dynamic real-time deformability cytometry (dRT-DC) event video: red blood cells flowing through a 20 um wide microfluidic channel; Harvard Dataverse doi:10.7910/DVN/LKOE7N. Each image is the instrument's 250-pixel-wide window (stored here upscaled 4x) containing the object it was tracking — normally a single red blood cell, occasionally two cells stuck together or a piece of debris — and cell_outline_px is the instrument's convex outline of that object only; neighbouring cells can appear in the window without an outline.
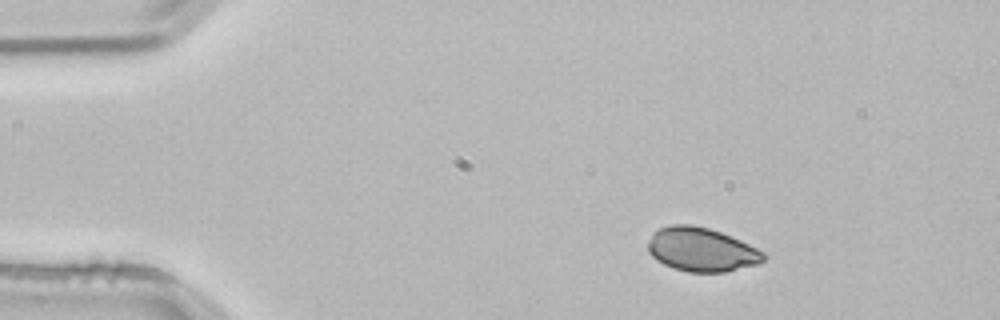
{"species": "common noctule bat (a hibernating species)", "species_latin": "Nyctalus noctula", "temperature_condition": "room temperature", "stored_images_in_passage": 2, "camera_frame_rate_fps": 3000, "um_per_image_px": 0.085, "animal": {"sex": "male", "body_mass_g": 21.5, "forearm_length_mm": 52.0}, "frame": {"image": 1, "passage_image": 1, "time_ms": 0.0, "image_size_px": [1000, 320], "cell_outline_px": [[764, 260], [760, 264], [724, 272], [688, 272], [672, 268], [656, 260], [648, 252], [648, 240], [652, 232], [660, 228], [672, 224], [692, 224], [708, 228], [720, 232], [740, 240], [764, 252]], "centroid_in_image_um": [59.59, 21.21], "position_along_channel_um": 25.4, "area_um2": 29.65}}
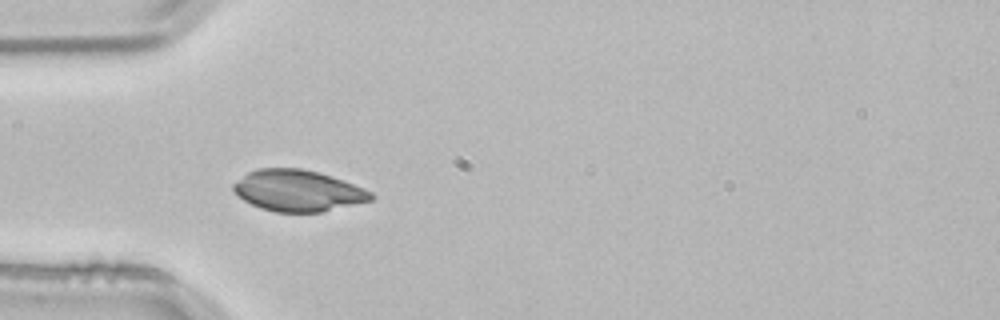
{"frame": {"image": 2, "passage_image": 2, "time_ms": 0.333, "image_size_px": [1000, 320], "cell_outline_px": [[372, 200], [320, 212], [276, 212], [260, 208], [244, 200], [232, 188], [232, 184], [248, 172], [256, 168], [300, 168], [316, 172], [352, 184], [372, 192]], "centroid_in_image_um": [25.27, 16.21], "position_along_channel_um": 59.7, "area_um2": 32.54}}